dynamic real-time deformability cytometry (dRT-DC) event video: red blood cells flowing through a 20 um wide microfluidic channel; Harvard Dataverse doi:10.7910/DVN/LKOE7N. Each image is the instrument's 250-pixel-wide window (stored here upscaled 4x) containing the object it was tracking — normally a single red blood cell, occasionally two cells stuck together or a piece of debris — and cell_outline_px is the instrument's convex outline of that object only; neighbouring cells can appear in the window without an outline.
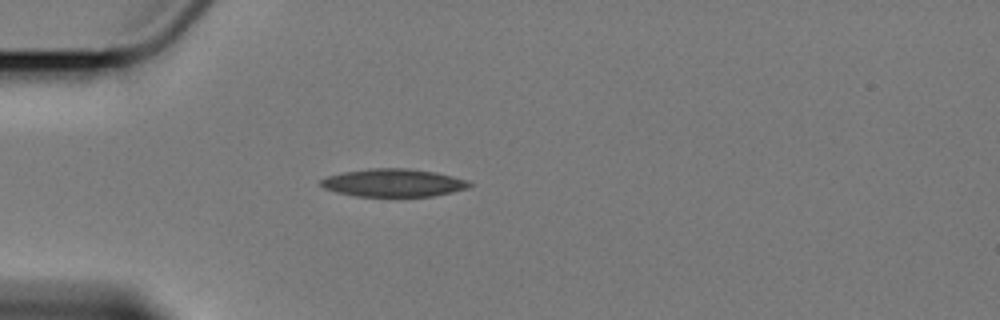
{"species": "Egyptian fruit bat (a non-hibernating species)", "species_latin": "Rousettus aegyptiacus", "temperature_condition": "cold", "stored_images_in_passage": 5, "camera_frame_rate_fps": 3000, "um_per_image_px": 0.085, "animal": {"sex": "female"}, "frame": {"image": 1, "passage_image": 5, "time_ms": 5.667, "image_size_px": [1000, 320], "cell_outline_px": [[472, 184], [468, 188], [452, 192], [432, 196], [356, 196], [336, 192], [324, 188], [320, 184], [320, 180], [328, 176], [340, 172], [368, 168], [408, 168], [436, 172], [468, 180]], "centroid_in_image_um": [33.43, 15.53], "position_along_channel_um": 51.6, "area_um2": 24.22}}